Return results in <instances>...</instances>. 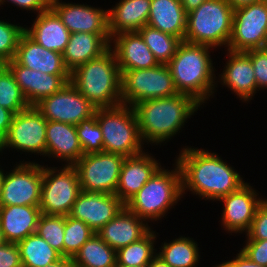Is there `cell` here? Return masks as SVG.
Segmentation results:
<instances>
[{
    "mask_svg": "<svg viewBox=\"0 0 267 267\" xmlns=\"http://www.w3.org/2000/svg\"><path fill=\"white\" fill-rule=\"evenodd\" d=\"M176 159L182 173V194L189 189L200 198L219 201L246 184L241 175L214 152L185 146Z\"/></svg>",
    "mask_w": 267,
    "mask_h": 267,
    "instance_id": "cell-1",
    "label": "cell"
},
{
    "mask_svg": "<svg viewBox=\"0 0 267 267\" xmlns=\"http://www.w3.org/2000/svg\"><path fill=\"white\" fill-rule=\"evenodd\" d=\"M201 104L192 96L178 93L168 98H158L135 104L142 142L158 145L175 136L188 118Z\"/></svg>",
    "mask_w": 267,
    "mask_h": 267,
    "instance_id": "cell-2",
    "label": "cell"
},
{
    "mask_svg": "<svg viewBox=\"0 0 267 267\" xmlns=\"http://www.w3.org/2000/svg\"><path fill=\"white\" fill-rule=\"evenodd\" d=\"M210 48L182 41L167 64L178 93L192 96L201 105L213 95L217 87Z\"/></svg>",
    "mask_w": 267,
    "mask_h": 267,
    "instance_id": "cell-3",
    "label": "cell"
},
{
    "mask_svg": "<svg viewBox=\"0 0 267 267\" xmlns=\"http://www.w3.org/2000/svg\"><path fill=\"white\" fill-rule=\"evenodd\" d=\"M70 83L96 108L122 104L121 72L112 48L75 68Z\"/></svg>",
    "mask_w": 267,
    "mask_h": 267,
    "instance_id": "cell-4",
    "label": "cell"
},
{
    "mask_svg": "<svg viewBox=\"0 0 267 267\" xmlns=\"http://www.w3.org/2000/svg\"><path fill=\"white\" fill-rule=\"evenodd\" d=\"M161 167L125 206L139 218L159 220L177 204L182 194V173L175 162L174 170Z\"/></svg>",
    "mask_w": 267,
    "mask_h": 267,
    "instance_id": "cell-5",
    "label": "cell"
},
{
    "mask_svg": "<svg viewBox=\"0 0 267 267\" xmlns=\"http://www.w3.org/2000/svg\"><path fill=\"white\" fill-rule=\"evenodd\" d=\"M234 9L227 0H206L187 13L184 41L217 48L228 47Z\"/></svg>",
    "mask_w": 267,
    "mask_h": 267,
    "instance_id": "cell-6",
    "label": "cell"
},
{
    "mask_svg": "<svg viewBox=\"0 0 267 267\" xmlns=\"http://www.w3.org/2000/svg\"><path fill=\"white\" fill-rule=\"evenodd\" d=\"M95 114L102 131L103 152L124 157L144 152L133 107L121 104L112 108H96Z\"/></svg>",
    "mask_w": 267,
    "mask_h": 267,
    "instance_id": "cell-7",
    "label": "cell"
},
{
    "mask_svg": "<svg viewBox=\"0 0 267 267\" xmlns=\"http://www.w3.org/2000/svg\"><path fill=\"white\" fill-rule=\"evenodd\" d=\"M121 72V100L123 105L150 99L168 98L178 94L168 65Z\"/></svg>",
    "mask_w": 267,
    "mask_h": 267,
    "instance_id": "cell-8",
    "label": "cell"
},
{
    "mask_svg": "<svg viewBox=\"0 0 267 267\" xmlns=\"http://www.w3.org/2000/svg\"><path fill=\"white\" fill-rule=\"evenodd\" d=\"M55 168L43 166L39 208L41 214L67 216L82 191L81 185L74 165Z\"/></svg>",
    "mask_w": 267,
    "mask_h": 267,
    "instance_id": "cell-9",
    "label": "cell"
},
{
    "mask_svg": "<svg viewBox=\"0 0 267 267\" xmlns=\"http://www.w3.org/2000/svg\"><path fill=\"white\" fill-rule=\"evenodd\" d=\"M124 159L120 154L106 152L83 155L74 164L81 190L115 194Z\"/></svg>",
    "mask_w": 267,
    "mask_h": 267,
    "instance_id": "cell-10",
    "label": "cell"
},
{
    "mask_svg": "<svg viewBox=\"0 0 267 267\" xmlns=\"http://www.w3.org/2000/svg\"><path fill=\"white\" fill-rule=\"evenodd\" d=\"M266 47L267 0L234 9L232 35L227 49L247 51Z\"/></svg>",
    "mask_w": 267,
    "mask_h": 267,
    "instance_id": "cell-11",
    "label": "cell"
},
{
    "mask_svg": "<svg viewBox=\"0 0 267 267\" xmlns=\"http://www.w3.org/2000/svg\"><path fill=\"white\" fill-rule=\"evenodd\" d=\"M43 166L38 163L25 162L6 172L0 206H36L41 200Z\"/></svg>",
    "mask_w": 267,
    "mask_h": 267,
    "instance_id": "cell-12",
    "label": "cell"
},
{
    "mask_svg": "<svg viewBox=\"0 0 267 267\" xmlns=\"http://www.w3.org/2000/svg\"><path fill=\"white\" fill-rule=\"evenodd\" d=\"M46 125L47 120L35 106L14 114L8 134L0 144V152L11 147L46 156Z\"/></svg>",
    "mask_w": 267,
    "mask_h": 267,
    "instance_id": "cell-13",
    "label": "cell"
},
{
    "mask_svg": "<svg viewBox=\"0 0 267 267\" xmlns=\"http://www.w3.org/2000/svg\"><path fill=\"white\" fill-rule=\"evenodd\" d=\"M35 107L47 121L78 125L95 114L92 105L70 82L51 96L43 98Z\"/></svg>",
    "mask_w": 267,
    "mask_h": 267,
    "instance_id": "cell-14",
    "label": "cell"
},
{
    "mask_svg": "<svg viewBox=\"0 0 267 267\" xmlns=\"http://www.w3.org/2000/svg\"><path fill=\"white\" fill-rule=\"evenodd\" d=\"M124 206L125 204L115 194L81 191L69 216L81 220L94 232H97L112 220Z\"/></svg>",
    "mask_w": 267,
    "mask_h": 267,
    "instance_id": "cell-15",
    "label": "cell"
},
{
    "mask_svg": "<svg viewBox=\"0 0 267 267\" xmlns=\"http://www.w3.org/2000/svg\"><path fill=\"white\" fill-rule=\"evenodd\" d=\"M265 199L259 198L249 183L239 190L222 197L224 210L221 214L223 228L230 233L248 232L258 207Z\"/></svg>",
    "mask_w": 267,
    "mask_h": 267,
    "instance_id": "cell-16",
    "label": "cell"
},
{
    "mask_svg": "<svg viewBox=\"0 0 267 267\" xmlns=\"http://www.w3.org/2000/svg\"><path fill=\"white\" fill-rule=\"evenodd\" d=\"M13 73L30 106H35L43 98L61 90L70 75H51L19 65L14 59L5 64Z\"/></svg>",
    "mask_w": 267,
    "mask_h": 267,
    "instance_id": "cell-17",
    "label": "cell"
},
{
    "mask_svg": "<svg viewBox=\"0 0 267 267\" xmlns=\"http://www.w3.org/2000/svg\"><path fill=\"white\" fill-rule=\"evenodd\" d=\"M70 33H109L108 10L51 0L50 6Z\"/></svg>",
    "mask_w": 267,
    "mask_h": 267,
    "instance_id": "cell-18",
    "label": "cell"
},
{
    "mask_svg": "<svg viewBox=\"0 0 267 267\" xmlns=\"http://www.w3.org/2000/svg\"><path fill=\"white\" fill-rule=\"evenodd\" d=\"M160 168V162L145 152L125 157L115 195L126 204Z\"/></svg>",
    "mask_w": 267,
    "mask_h": 267,
    "instance_id": "cell-19",
    "label": "cell"
},
{
    "mask_svg": "<svg viewBox=\"0 0 267 267\" xmlns=\"http://www.w3.org/2000/svg\"><path fill=\"white\" fill-rule=\"evenodd\" d=\"M126 206L96 234L111 248L118 251L144 237L151 228Z\"/></svg>",
    "mask_w": 267,
    "mask_h": 267,
    "instance_id": "cell-20",
    "label": "cell"
},
{
    "mask_svg": "<svg viewBox=\"0 0 267 267\" xmlns=\"http://www.w3.org/2000/svg\"><path fill=\"white\" fill-rule=\"evenodd\" d=\"M113 40V41H112ZM120 71L147 69L159 65L138 32H123L111 38Z\"/></svg>",
    "mask_w": 267,
    "mask_h": 267,
    "instance_id": "cell-21",
    "label": "cell"
},
{
    "mask_svg": "<svg viewBox=\"0 0 267 267\" xmlns=\"http://www.w3.org/2000/svg\"><path fill=\"white\" fill-rule=\"evenodd\" d=\"M14 60L35 71L51 75H70L61 53L37 44L25 32L20 36Z\"/></svg>",
    "mask_w": 267,
    "mask_h": 267,
    "instance_id": "cell-22",
    "label": "cell"
},
{
    "mask_svg": "<svg viewBox=\"0 0 267 267\" xmlns=\"http://www.w3.org/2000/svg\"><path fill=\"white\" fill-rule=\"evenodd\" d=\"M227 51L229 60L219 80L242 101L251 100L257 91V83L250 56L245 51Z\"/></svg>",
    "mask_w": 267,
    "mask_h": 267,
    "instance_id": "cell-23",
    "label": "cell"
},
{
    "mask_svg": "<svg viewBox=\"0 0 267 267\" xmlns=\"http://www.w3.org/2000/svg\"><path fill=\"white\" fill-rule=\"evenodd\" d=\"M110 45V33H71L62 53L64 64L71 73L78 66L101 56Z\"/></svg>",
    "mask_w": 267,
    "mask_h": 267,
    "instance_id": "cell-24",
    "label": "cell"
},
{
    "mask_svg": "<svg viewBox=\"0 0 267 267\" xmlns=\"http://www.w3.org/2000/svg\"><path fill=\"white\" fill-rule=\"evenodd\" d=\"M46 155L74 165L84 154L77 136L76 125L47 121Z\"/></svg>",
    "mask_w": 267,
    "mask_h": 267,
    "instance_id": "cell-25",
    "label": "cell"
},
{
    "mask_svg": "<svg viewBox=\"0 0 267 267\" xmlns=\"http://www.w3.org/2000/svg\"><path fill=\"white\" fill-rule=\"evenodd\" d=\"M24 32L37 44L61 54L64 52L71 35L61 18L51 7L37 14L32 27L29 29L25 27Z\"/></svg>",
    "mask_w": 267,
    "mask_h": 267,
    "instance_id": "cell-26",
    "label": "cell"
},
{
    "mask_svg": "<svg viewBox=\"0 0 267 267\" xmlns=\"http://www.w3.org/2000/svg\"><path fill=\"white\" fill-rule=\"evenodd\" d=\"M40 215L36 206H0V228L5 241L18 243L36 233Z\"/></svg>",
    "mask_w": 267,
    "mask_h": 267,
    "instance_id": "cell-27",
    "label": "cell"
},
{
    "mask_svg": "<svg viewBox=\"0 0 267 267\" xmlns=\"http://www.w3.org/2000/svg\"><path fill=\"white\" fill-rule=\"evenodd\" d=\"M151 0H120L108 9V29L111 38L123 32H138L147 25Z\"/></svg>",
    "mask_w": 267,
    "mask_h": 267,
    "instance_id": "cell-28",
    "label": "cell"
},
{
    "mask_svg": "<svg viewBox=\"0 0 267 267\" xmlns=\"http://www.w3.org/2000/svg\"><path fill=\"white\" fill-rule=\"evenodd\" d=\"M186 20L181 0H151L148 26L184 41Z\"/></svg>",
    "mask_w": 267,
    "mask_h": 267,
    "instance_id": "cell-29",
    "label": "cell"
},
{
    "mask_svg": "<svg viewBox=\"0 0 267 267\" xmlns=\"http://www.w3.org/2000/svg\"><path fill=\"white\" fill-rule=\"evenodd\" d=\"M72 261L75 267H115L117 251L95 233L81 246Z\"/></svg>",
    "mask_w": 267,
    "mask_h": 267,
    "instance_id": "cell-30",
    "label": "cell"
},
{
    "mask_svg": "<svg viewBox=\"0 0 267 267\" xmlns=\"http://www.w3.org/2000/svg\"><path fill=\"white\" fill-rule=\"evenodd\" d=\"M23 267H44L63 256L37 233L30 234L17 243Z\"/></svg>",
    "mask_w": 267,
    "mask_h": 267,
    "instance_id": "cell-31",
    "label": "cell"
},
{
    "mask_svg": "<svg viewBox=\"0 0 267 267\" xmlns=\"http://www.w3.org/2000/svg\"><path fill=\"white\" fill-rule=\"evenodd\" d=\"M162 245L157 255L170 267H196L199 263V248L192 238L181 236Z\"/></svg>",
    "mask_w": 267,
    "mask_h": 267,
    "instance_id": "cell-32",
    "label": "cell"
},
{
    "mask_svg": "<svg viewBox=\"0 0 267 267\" xmlns=\"http://www.w3.org/2000/svg\"><path fill=\"white\" fill-rule=\"evenodd\" d=\"M155 231L150 230L140 240L133 242L117 251V264L126 266H147L151 260L157 255L155 253L154 242Z\"/></svg>",
    "mask_w": 267,
    "mask_h": 267,
    "instance_id": "cell-33",
    "label": "cell"
},
{
    "mask_svg": "<svg viewBox=\"0 0 267 267\" xmlns=\"http://www.w3.org/2000/svg\"><path fill=\"white\" fill-rule=\"evenodd\" d=\"M138 33L154 54L159 64L167 65L182 42L178 37L164 33L148 25L141 28Z\"/></svg>",
    "mask_w": 267,
    "mask_h": 267,
    "instance_id": "cell-34",
    "label": "cell"
},
{
    "mask_svg": "<svg viewBox=\"0 0 267 267\" xmlns=\"http://www.w3.org/2000/svg\"><path fill=\"white\" fill-rule=\"evenodd\" d=\"M0 106L14 114L30 107L13 73L5 64H0Z\"/></svg>",
    "mask_w": 267,
    "mask_h": 267,
    "instance_id": "cell-35",
    "label": "cell"
},
{
    "mask_svg": "<svg viewBox=\"0 0 267 267\" xmlns=\"http://www.w3.org/2000/svg\"><path fill=\"white\" fill-rule=\"evenodd\" d=\"M95 233L81 220L74 219L69 215L65 216L64 257L73 258L81 246Z\"/></svg>",
    "mask_w": 267,
    "mask_h": 267,
    "instance_id": "cell-36",
    "label": "cell"
},
{
    "mask_svg": "<svg viewBox=\"0 0 267 267\" xmlns=\"http://www.w3.org/2000/svg\"><path fill=\"white\" fill-rule=\"evenodd\" d=\"M65 216L41 214L36 233L64 257Z\"/></svg>",
    "mask_w": 267,
    "mask_h": 267,
    "instance_id": "cell-37",
    "label": "cell"
},
{
    "mask_svg": "<svg viewBox=\"0 0 267 267\" xmlns=\"http://www.w3.org/2000/svg\"><path fill=\"white\" fill-rule=\"evenodd\" d=\"M76 131L84 155L103 152V136L96 114L76 125Z\"/></svg>",
    "mask_w": 267,
    "mask_h": 267,
    "instance_id": "cell-38",
    "label": "cell"
},
{
    "mask_svg": "<svg viewBox=\"0 0 267 267\" xmlns=\"http://www.w3.org/2000/svg\"><path fill=\"white\" fill-rule=\"evenodd\" d=\"M24 27L0 20V64L14 59Z\"/></svg>",
    "mask_w": 267,
    "mask_h": 267,
    "instance_id": "cell-39",
    "label": "cell"
},
{
    "mask_svg": "<svg viewBox=\"0 0 267 267\" xmlns=\"http://www.w3.org/2000/svg\"><path fill=\"white\" fill-rule=\"evenodd\" d=\"M252 62L257 90L267 88V47L245 51Z\"/></svg>",
    "mask_w": 267,
    "mask_h": 267,
    "instance_id": "cell-40",
    "label": "cell"
},
{
    "mask_svg": "<svg viewBox=\"0 0 267 267\" xmlns=\"http://www.w3.org/2000/svg\"><path fill=\"white\" fill-rule=\"evenodd\" d=\"M246 236L247 240H267V199L258 207Z\"/></svg>",
    "mask_w": 267,
    "mask_h": 267,
    "instance_id": "cell-41",
    "label": "cell"
},
{
    "mask_svg": "<svg viewBox=\"0 0 267 267\" xmlns=\"http://www.w3.org/2000/svg\"><path fill=\"white\" fill-rule=\"evenodd\" d=\"M240 251L256 264L267 267V240H247Z\"/></svg>",
    "mask_w": 267,
    "mask_h": 267,
    "instance_id": "cell-42",
    "label": "cell"
},
{
    "mask_svg": "<svg viewBox=\"0 0 267 267\" xmlns=\"http://www.w3.org/2000/svg\"><path fill=\"white\" fill-rule=\"evenodd\" d=\"M0 267H23L17 243L6 242L0 247Z\"/></svg>",
    "mask_w": 267,
    "mask_h": 267,
    "instance_id": "cell-43",
    "label": "cell"
},
{
    "mask_svg": "<svg viewBox=\"0 0 267 267\" xmlns=\"http://www.w3.org/2000/svg\"><path fill=\"white\" fill-rule=\"evenodd\" d=\"M6 0H0V6L3 5ZM15 4L21 9H26L27 11H37L38 14L49 9L51 6V0H7Z\"/></svg>",
    "mask_w": 267,
    "mask_h": 267,
    "instance_id": "cell-44",
    "label": "cell"
},
{
    "mask_svg": "<svg viewBox=\"0 0 267 267\" xmlns=\"http://www.w3.org/2000/svg\"><path fill=\"white\" fill-rule=\"evenodd\" d=\"M216 267H265L251 261L244 253L239 251L236 258L216 265Z\"/></svg>",
    "mask_w": 267,
    "mask_h": 267,
    "instance_id": "cell-45",
    "label": "cell"
},
{
    "mask_svg": "<svg viewBox=\"0 0 267 267\" xmlns=\"http://www.w3.org/2000/svg\"><path fill=\"white\" fill-rule=\"evenodd\" d=\"M13 116L14 113L12 111L0 106V144L8 134Z\"/></svg>",
    "mask_w": 267,
    "mask_h": 267,
    "instance_id": "cell-46",
    "label": "cell"
},
{
    "mask_svg": "<svg viewBox=\"0 0 267 267\" xmlns=\"http://www.w3.org/2000/svg\"><path fill=\"white\" fill-rule=\"evenodd\" d=\"M206 0H181L182 6L186 13L198 8Z\"/></svg>",
    "mask_w": 267,
    "mask_h": 267,
    "instance_id": "cell-47",
    "label": "cell"
},
{
    "mask_svg": "<svg viewBox=\"0 0 267 267\" xmlns=\"http://www.w3.org/2000/svg\"><path fill=\"white\" fill-rule=\"evenodd\" d=\"M44 267H75L72 258L62 257L58 261Z\"/></svg>",
    "mask_w": 267,
    "mask_h": 267,
    "instance_id": "cell-48",
    "label": "cell"
},
{
    "mask_svg": "<svg viewBox=\"0 0 267 267\" xmlns=\"http://www.w3.org/2000/svg\"><path fill=\"white\" fill-rule=\"evenodd\" d=\"M233 9H237L243 6H247L252 3L259 2L261 0H227Z\"/></svg>",
    "mask_w": 267,
    "mask_h": 267,
    "instance_id": "cell-49",
    "label": "cell"
},
{
    "mask_svg": "<svg viewBox=\"0 0 267 267\" xmlns=\"http://www.w3.org/2000/svg\"><path fill=\"white\" fill-rule=\"evenodd\" d=\"M146 267H170L159 255H156Z\"/></svg>",
    "mask_w": 267,
    "mask_h": 267,
    "instance_id": "cell-50",
    "label": "cell"
},
{
    "mask_svg": "<svg viewBox=\"0 0 267 267\" xmlns=\"http://www.w3.org/2000/svg\"><path fill=\"white\" fill-rule=\"evenodd\" d=\"M3 169L0 168V197H1V192H2V186H3V180L5 177V173H3Z\"/></svg>",
    "mask_w": 267,
    "mask_h": 267,
    "instance_id": "cell-51",
    "label": "cell"
},
{
    "mask_svg": "<svg viewBox=\"0 0 267 267\" xmlns=\"http://www.w3.org/2000/svg\"><path fill=\"white\" fill-rule=\"evenodd\" d=\"M5 243H6V241H5V238L3 236V232H2V230L0 228V247Z\"/></svg>",
    "mask_w": 267,
    "mask_h": 267,
    "instance_id": "cell-52",
    "label": "cell"
},
{
    "mask_svg": "<svg viewBox=\"0 0 267 267\" xmlns=\"http://www.w3.org/2000/svg\"><path fill=\"white\" fill-rule=\"evenodd\" d=\"M115 267H137V266L115 265ZM143 267H146V266H143Z\"/></svg>",
    "mask_w": 267,
    "mask_h": 267,
    "instance_id": "cell-53",
    "label": "cell"
}]
</instances>
